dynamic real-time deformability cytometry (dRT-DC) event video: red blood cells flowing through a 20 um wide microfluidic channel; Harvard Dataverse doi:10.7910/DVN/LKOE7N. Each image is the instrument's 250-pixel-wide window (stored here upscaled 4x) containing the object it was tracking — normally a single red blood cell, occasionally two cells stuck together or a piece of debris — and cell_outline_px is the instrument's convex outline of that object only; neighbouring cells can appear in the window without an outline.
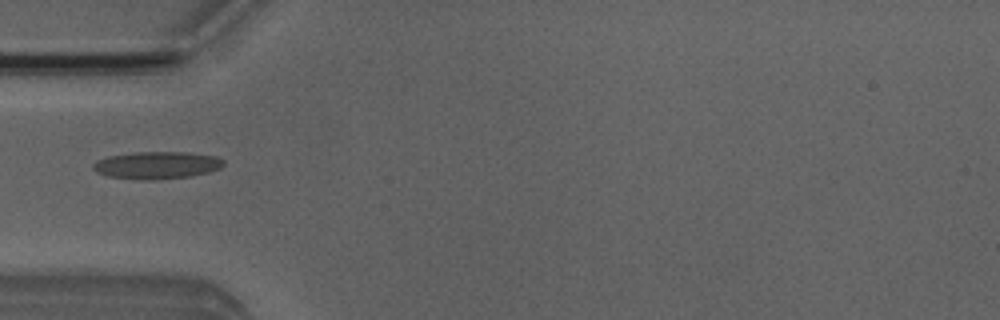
{"species": "Egyptian fruit bat (a non-hibernating species)", "species_latin": "Rousettus aegyptiacus", "temperature_condition": "room temperature", "stored_images_in_passage": 1, "camera_frame_rate_fps": 3000, "um_per_image_px": 0.085, "animal": {"sex": "male"}, "frame": {"image": 1, "passage_image": 1, "time_ms": 0.0, "image_size_px": [1000, 320], "cell_outline_px": [[224, 164], [220, 168], [208, 172], [188, 176], [156, 180], [136, 180], [108, 176], [96, 172], [92, 168], [92, 164], [96, 160], [108, 156], [136, 152], [188, 152], [216, 156], [224, 160]], "centroid_in_image_um": [13.3, 14.04], "position_along_channel_um": 71.7, "area_um2": 20.92}}